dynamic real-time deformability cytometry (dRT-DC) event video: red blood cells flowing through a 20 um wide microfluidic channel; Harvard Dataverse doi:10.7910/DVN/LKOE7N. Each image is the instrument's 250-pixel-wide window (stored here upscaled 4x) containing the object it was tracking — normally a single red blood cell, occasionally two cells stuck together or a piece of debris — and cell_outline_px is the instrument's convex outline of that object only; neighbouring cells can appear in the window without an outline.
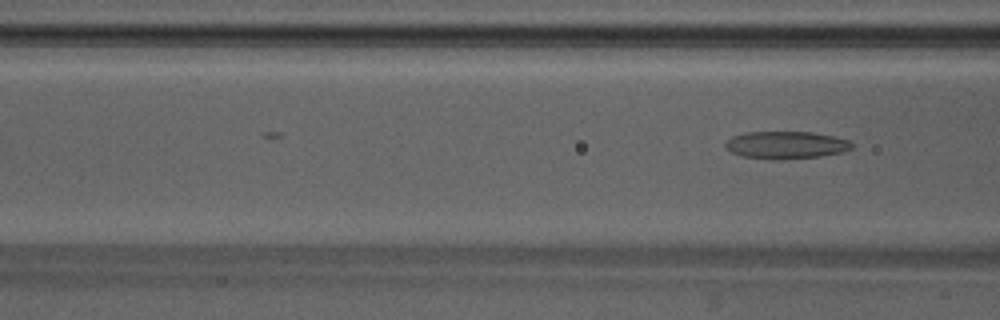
{"species": "Egyptian fruit bat (a non-hibernating species)", "species_latin": "Rousettus aegyptiacus", "temperature_condition": "warm", "stored_images_in_passage": 5, "camera_frame_rate_fps": 3000, "um_per_image_px": 0.085, "animal": {"sex": "male"}, "frame": {"image": 1, "passage_image": 5, "time_ms": 1.333, "image_size_px": [1000, 320], "cell_outline_px": [[852, 148], [844, 152], [820, 156], [784, 160], [772, 160], [744, 156], [732, 152], [724, 144], [732, 136], [748, 132], [812, 132], [832, 136], [848, 140], [852, 144]], "centroid_in_image_um": [66.83, 12.33], "position_along_channel_um": 99.8, "area_um2": 20.17}}